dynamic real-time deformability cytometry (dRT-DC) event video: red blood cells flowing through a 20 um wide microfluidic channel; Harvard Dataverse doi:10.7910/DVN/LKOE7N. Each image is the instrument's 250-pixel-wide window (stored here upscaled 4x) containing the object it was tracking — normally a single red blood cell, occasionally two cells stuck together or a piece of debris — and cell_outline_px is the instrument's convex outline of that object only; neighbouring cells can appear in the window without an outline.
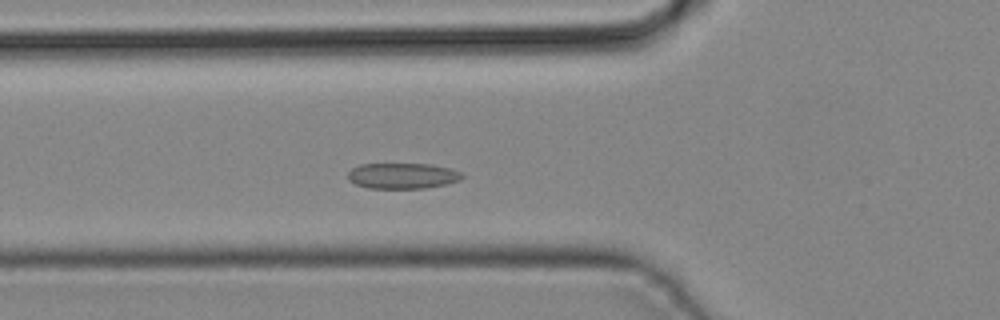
{"species": "common noctule bat (a hibernating species)", "species_latin": "Nyctalus noctula", "temperature_condition": "cold", "stored_images_in_passage": 34, "camera_frame_rate_fps": 3000, "um_per_image_px": 0.085, "animal": {"sex": "male", "body_mass_g": 19.2, "forearm_length_mm": 51.8}, "frame": {"image": 1, "passage_image": 6, "time_ms": 1.667, "image_size_px": [1000, 320], "cell_outline_px": [[464, 176], [460, 180], [444, 184], [424, 188], [368, 188], [356, 184], [348, 180], [348, 172], [352, 168], [360, 164], [432, 164], [448, 168], [460, 172]], "centroid_in_image_um": [34.18, 14.94], "position_along_channel_um": 91.6, "area_um2": 16.99}}
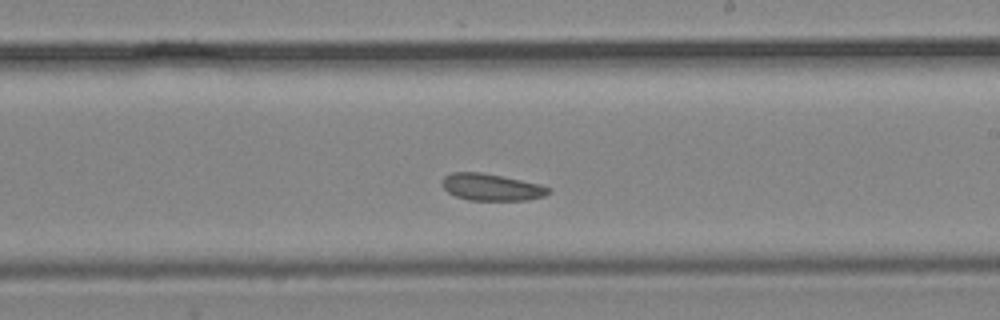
{"frame": {"image": 2, "passage_image": 16, "time_ms": 5.0, "image_size_px": [1000, 320], "cell_outline_px": [[552, 192], [544, 196], [528, 200], [468, 200], [456, 196], [448, 192], [440, 184], [444, 176], [452, 172], [480, 172], [520, 180], [552, 188]], "centroid_in_image_um": [41.75, 15.91], "position_along_channel_um": 247.2, "area_um2": 16.59}}
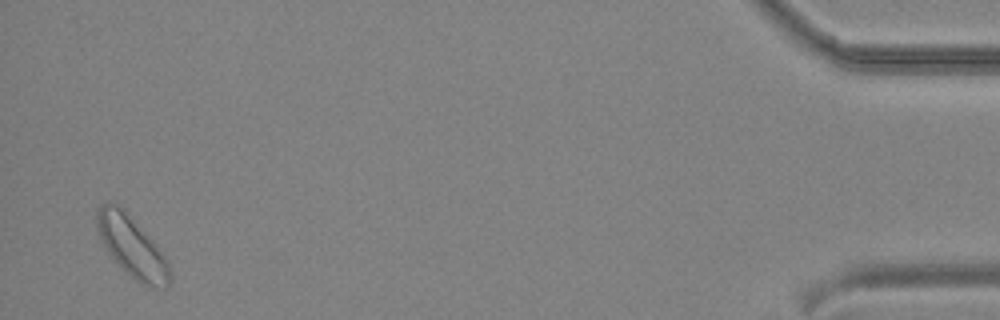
{"frame": {"image": 3, "passage_image": 33, "time_ms": 10.667, "image_size_px": [1000, 320], "cell_outline_px": [[172, 280], [164, 288], [148, 288], [140, 284], [120, 268], [108, 252], [100, 240], [96, 224], [96, 212], [104, 204], [116, 204], [156, 244], [168, 260], [172, 268]], "centroid_in_image_um": [11.26, 21.09], "position_along_channel_um": 423.9, "area_um2": 25.66}}